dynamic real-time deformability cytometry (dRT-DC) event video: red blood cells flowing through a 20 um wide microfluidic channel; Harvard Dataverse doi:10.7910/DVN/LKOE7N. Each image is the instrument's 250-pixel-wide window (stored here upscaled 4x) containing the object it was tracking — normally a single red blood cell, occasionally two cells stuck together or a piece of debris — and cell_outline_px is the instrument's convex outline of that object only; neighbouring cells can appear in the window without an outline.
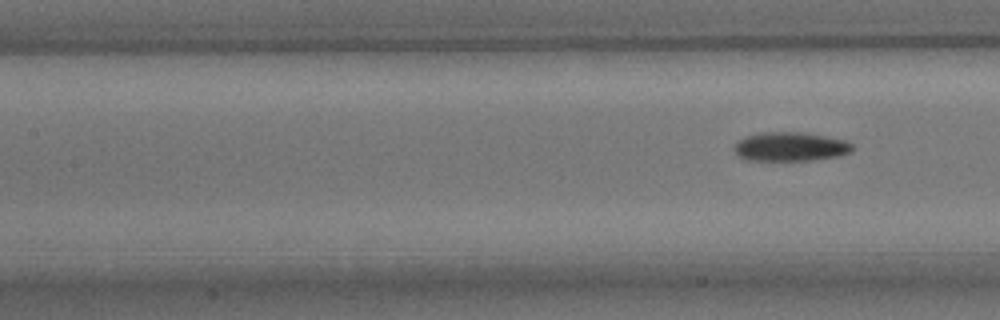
{"species": "common noctule bat (a hibernating species)", "species_latin": "Nyctalus noctula", "temperature_condition": "room temperature", "stored_images_in_passage": 5, "segment_of_instrument_passage": [2, 2], "camera_frame_rate_fps": 3000, "um_per_image_px": 0.085, "animal": {"sex": "male", "body_mass_g": 15.6}, "frame": {"image": 1, "passage_image": 5, "time_ms": 10.667, "image_size_px": [1000, 320], "cell_outline_px": [[856, 148], [852, 152], [840, 156], [812, 160], [748, 160], [740, 156], [732, 148], [744, 136], [760, 132], [800, 132], [844, 140], [852, 144]], "centroid_in_image_um": [67.2, 12.47], "position_along_channel_um": 140.2, "area_um2": 19.94}}